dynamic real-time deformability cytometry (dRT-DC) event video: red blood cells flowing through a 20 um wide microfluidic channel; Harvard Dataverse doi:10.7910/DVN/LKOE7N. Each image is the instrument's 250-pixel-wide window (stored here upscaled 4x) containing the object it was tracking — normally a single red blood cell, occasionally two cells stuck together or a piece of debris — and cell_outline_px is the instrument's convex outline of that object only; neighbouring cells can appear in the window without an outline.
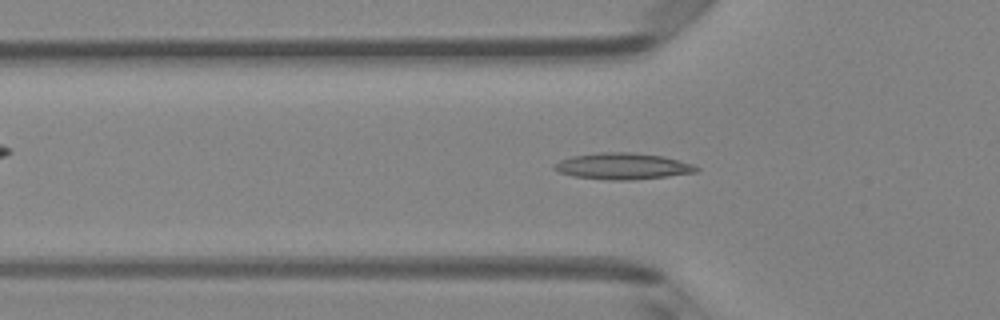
{"species": "Egyptian fruit bat (a non-hibernating species)", "species_latin": "Rousettus aegyptiacus", "temperature_condition": "room temperature", "stored_images_in_passage": 43, "camera_frame_rate_fps": 3000, "um_per_image_px": 0.085, "animal": {"sex": "female"}, "frame": {"image": 1, "passage_image": 9, "time_ms": 2.667, "image_size_px": [1000, 320], "cell_outline_px": [[700, 168], [696, 172], [668, 176], [632, 180], [608, 180], [572, 176], [560, 172], [552, 168], [552, 164], [560, 160], [572, 156], [596, 152], [632, 152], [664, 156], [692, 164]], "centroid_in_image_um": [52.89, 14.12], "position_along_channel_um": 72.9, "area_um2": 21.96}}
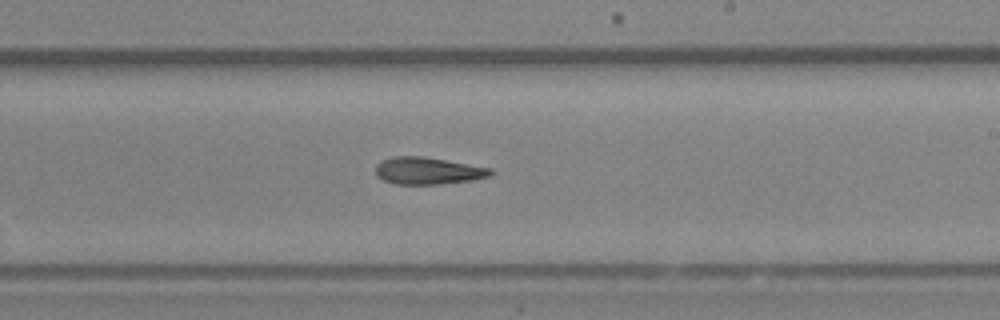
{"frame": {"image": 2, "passage_image": 22, "time_ms": 7.0, "image_size_px": [1000, 320], "cell_outline_px": [[496, 172], [492, 176], [472, 180], [440, 184], [396, 184], [384, 180], [376, 176], [376, 164], [380, 160], [392, 156], [424, 156], [492, 168]], "centroid_in_image_um": [36.4, 14.51], "position_along_channel_um": 252.6, "area_um2": 18.44}}
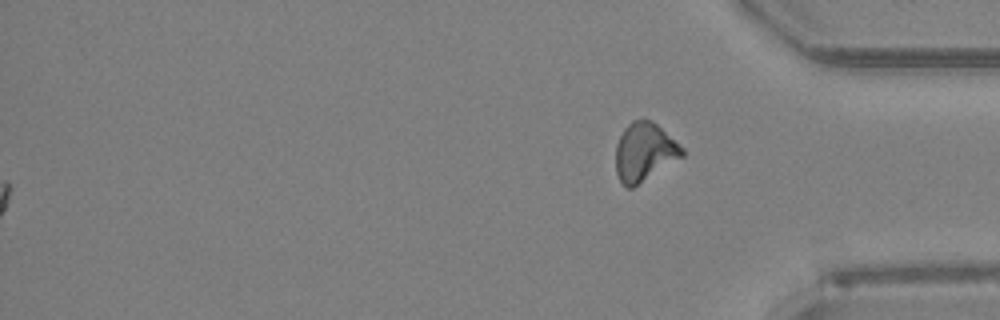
{"frame": {"image": 3, "passage_image": 43, "time_ms": 14.0, "image_size_px": [1000, 320], "cell_outline_px": [[684, 156], [632, 188], [628, 188], [620, 180], [616, 172], [616, 144], [624, 128], [632, 120], [640, 116], [644, 116], [652, 120], [684, 148]], "centroid_in_image_um": [54.78, 12.87], "position_along_channel_um": 380.4, "area_um2": 22.77}}